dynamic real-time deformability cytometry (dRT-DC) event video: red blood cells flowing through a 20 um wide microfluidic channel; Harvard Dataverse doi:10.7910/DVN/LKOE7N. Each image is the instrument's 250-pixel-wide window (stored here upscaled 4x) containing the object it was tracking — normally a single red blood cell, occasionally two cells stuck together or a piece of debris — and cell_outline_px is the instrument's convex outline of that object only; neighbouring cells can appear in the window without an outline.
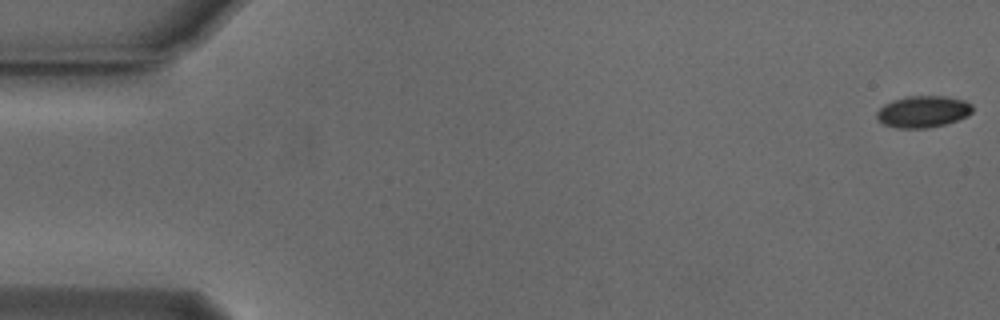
{"species": "Egyptian fruit bat (a non-hibernating species)", "species_latin": "Rousettus aegyptiacus", "temperature_condition": "cold", "stored_images_in_passage": 55, "camera_frame_rate_fps": 3000, "um_per_image_px": 0.085, "animal": {"sex": "male"}, "frame": {"image": 1, "passage_image": 1, "time_ms": 0.0, "image_size_px": [1000, 320], "cell_outline_px": [[972, 112], [968, 116], [944, 124], [928, 128], [896, 128], [884, 124], [876, 116], [876, 112], [884, 104], [892, 100], [908, 96], [944, 96], [964, 100], [972, 104]], "centroid_in_image_um": [78.45, 9.48], "position_along_channel_um": 6.5, "area_um2": 17.63}}
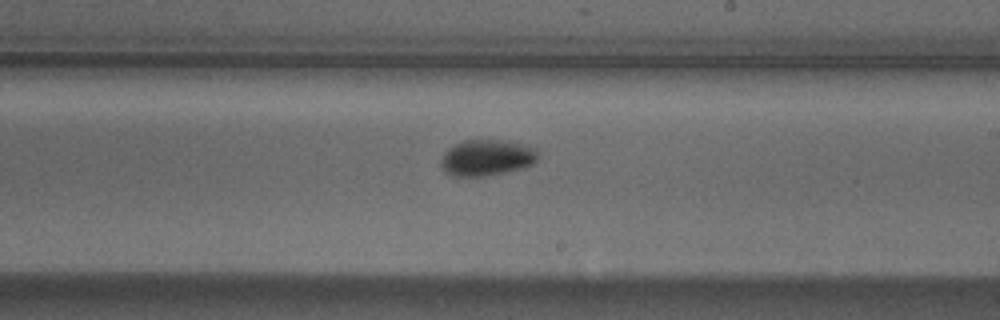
{"frame": {"image": 2, "passage_image": 32, "time_ms": 10.333, "image_size_px": [1000, 320], "cell_outline_px": [[540, 156], [532, 164], [520, 168], [504, 172], [484, 176], [452, 176], [444, 172], [440, 168], [440, 160], [444, 152], [448, 148], [464, 140], [504, 140], [536, 148]], "centroid_in_image_um": [41.33, 13.4], "position_along_channel_um": 247.7, "area_um2": 20.46}}
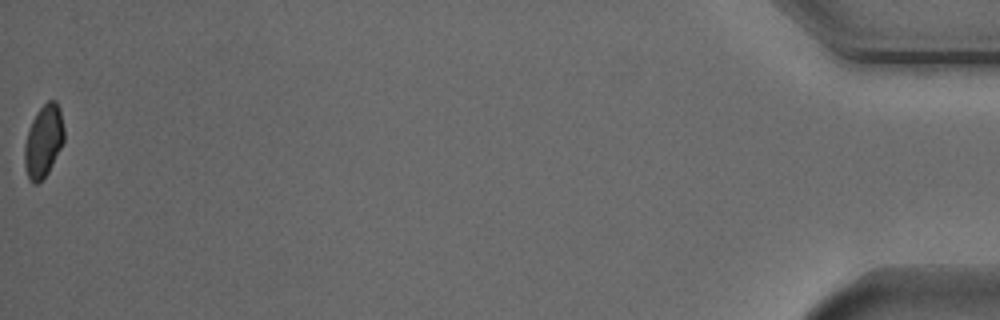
{"frame": {"image": 3, "passage_image": 55, "time_ms": 18.0, "image_size_px": [1000, 320], "cell_outline_px": [[64, 140], [48, 172], [36, 184], [32, 184], [28, 180], [24, 168], [24, 144], [32, 120], [36, 112], [48, 100], [56, 100], [60, 108], [64, 128]], "centroid_in_image_um": [3.68, 11.99], "position_along_channel_um": 431.5, "area_um2": 16.7}, "authors_computed_cell_mechanics": {"area_um2": 18.2648, "velocity_mm_per_s": 3.7552, "shape_relaxation_time_tau1_ms": 3.0946, "shape_relaxation_time_tau2_ms": null, "deformation_change_tau1": 0.0908, "deformation_change_tau2": null}}